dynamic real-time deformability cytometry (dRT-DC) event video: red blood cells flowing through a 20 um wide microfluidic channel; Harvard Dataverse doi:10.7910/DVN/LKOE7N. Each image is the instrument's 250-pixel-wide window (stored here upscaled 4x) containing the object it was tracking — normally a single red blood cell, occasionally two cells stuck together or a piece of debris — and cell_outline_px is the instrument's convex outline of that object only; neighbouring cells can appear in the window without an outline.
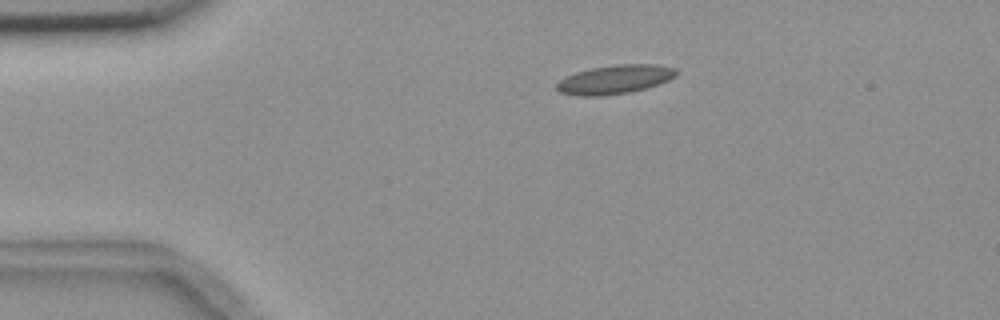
{"species": "common noctule bat (a hibernating species)", "species_latin": "Nyctalus noctula", "temperature_condition": "room temperature", "stored_images_in_passage": 6, "camera_frame_rate_fps": 3000, "um_per_image_px": 0.085, "animal": {"sex": "female", "body_mass_g": 18.4}, "frame": {"image": 1, "passage_image": 1, "time_ms": 0.0, "image_size_px": [1000, 320], "cell_outline_px": [[676, 76], [668, 80], [644, 88], [628, 92], [600, 96], [576, 96], [560, 92], [556, 88], [556, 84], [560, 80], [576, 72], [592, 68], [616, 64], [656, 64], [676, 68]], "centroid_in_image_um": [52.24, 6.75], "position_along_channel_um": 32.8, "area_um2": 19.88}}
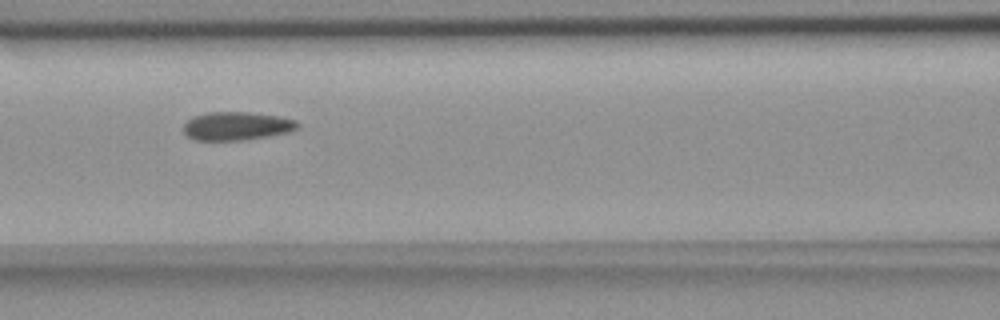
{"frame": {"image": 2, "passage_image": 5, "time_ms": 4.333, "image_size_px": [1000, 320], "cell_outline_px": [[300, 124], [296, 128], [288, 132], [268, 136], [244, 140], [192, 140], [184, 132], [184, 124], [192, 116], [208, 112], [248, 112], [280, 116], [296, 120]], "centroid_in_image_um": [20.11, 10.71], "position_along_channel_um": 146.5, "area_um2": 18.9}}
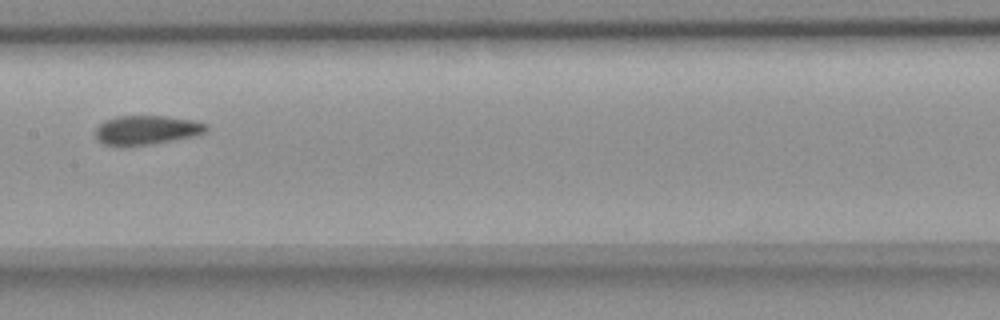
{"frame": {"image": 3, "passage_image": 6, "time_ms": 5.667, "image_size_px": [1000, 320], "cell_outline_px": [[208, 128], [204, 132], [196, 136], [148, 144], [104, 144], [96, 140], [96, 128], [104, 120], [116, 116], [164, 116], [192, 120], [208, 124]], "centroid_in_image_um": [12.47, 11.02], "position_along_channel_um": 194.9, "area_um2": 18.44}}